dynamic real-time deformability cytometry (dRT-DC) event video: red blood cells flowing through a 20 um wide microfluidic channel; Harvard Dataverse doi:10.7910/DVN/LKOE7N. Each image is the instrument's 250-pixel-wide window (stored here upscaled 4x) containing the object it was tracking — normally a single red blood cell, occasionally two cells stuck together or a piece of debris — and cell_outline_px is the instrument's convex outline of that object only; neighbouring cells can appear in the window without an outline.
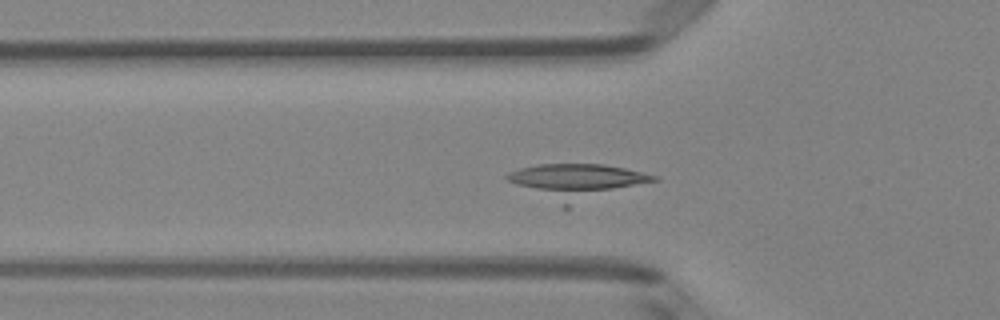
{"species": "Egyptian fruit bat (a non-hibernating species)", "species_latin": "Rousettus aegyptiacus", "temperature_condition": "room temperature", "stored_images_in_passage": 32, "camera_frame_rate_fps": 3000, "um_per_image_px": 0.085, "animal": {"sex": "female"}, "frame": {"image": 1, "passage_image": 17, "time_ms": 5.333, "image_size_px": [1000, 320], "cell_outline_px": [[660, 180], [568, 208], [564, 208], [508, 180], [504, 176], [508, 172], [520, 168], [536, 164], [604, 164], [624, 168], [660, 176]], "centroid_in_image_um": [49.1, 15.44], "position_along_channel_um": 76.7, "area_um2": 30.35}}